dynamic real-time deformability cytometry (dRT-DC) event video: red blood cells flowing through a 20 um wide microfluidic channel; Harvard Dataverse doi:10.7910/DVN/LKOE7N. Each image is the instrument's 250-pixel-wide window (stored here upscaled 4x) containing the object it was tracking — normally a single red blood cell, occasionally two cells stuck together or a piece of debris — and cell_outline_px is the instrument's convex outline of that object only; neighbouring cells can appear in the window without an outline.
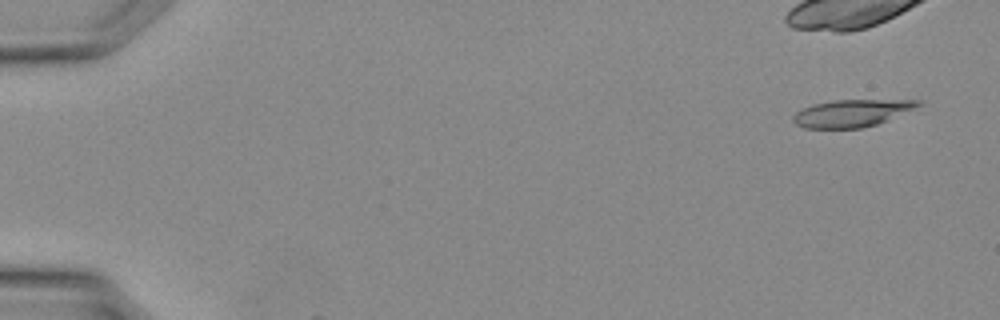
{"species": "Egyptian fruit bat (a non-hibernating species)", "species_latin": "Rousettus aegyptiacus", "temperature_condition": "warm", "stored_images_in_passage": 2, "camera_frame_rate_fps": 3000, "um_per_image_px": 0.085, "animal": {"sex": "female"}, "frame": {"image": 1, "passage_image": 1, "time_ms": 0.0, "image_size_px": [1000, 320], "cell_outline_px": [[924, 100], [920, 104], [888, 120], [876, 124], [860, 128], [804, 128], [796, 124], [792, 120], [792, 116], [796, 112], [804, 108], [816, 104], [836, 100]], "centroid_in_image_um": [72.36, 9.62], "position_along_channel_um": 12.6, "area_um2": 19.42}}